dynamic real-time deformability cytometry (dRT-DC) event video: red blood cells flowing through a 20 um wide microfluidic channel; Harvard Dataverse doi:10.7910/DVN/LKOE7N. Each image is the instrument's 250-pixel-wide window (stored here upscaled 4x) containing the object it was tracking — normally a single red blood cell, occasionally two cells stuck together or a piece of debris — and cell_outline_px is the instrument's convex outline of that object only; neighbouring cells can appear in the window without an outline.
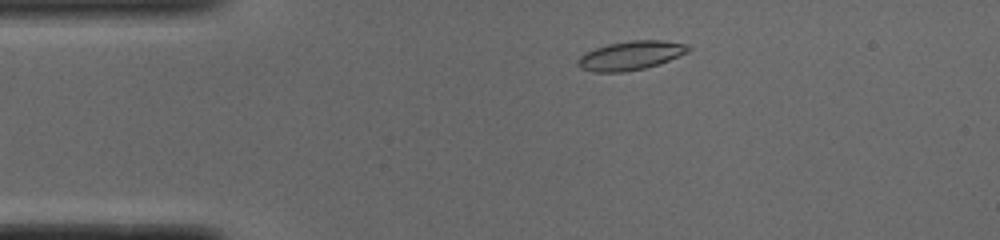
{"species": "common noctule bat (a hibernating species)", "species_latin": "Nyctalus noctula", "temperature_condition": "cold", "stored_images_in_passage": 47, "camera_frame_rate_fps": 3000, "um_per_image_px": 0.085, "animal": {"sex": "male", "body_mass_g": 19.0, "forearm_length_mm": 50.8}, "frame": {"image": 1, "passage_image": 5, "time_ms": 1.333, "image_size_px": [1000, 240], "cell_outline_px": [[688, 52], [660, 64], [644, 68], [624, 72], [592, 72], [580, 68], [576, 64], [576, 60], [584, 52], [608, 44], [632, 40], [660, 40], [688, 44]], "centroid_in_image_um": [53.56, 4.72], "position_along_channel_um": 31.4, "area_um2": 18.67}}
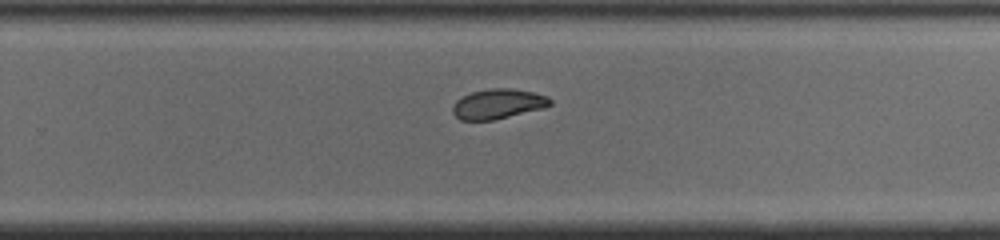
{"frame": {"image": 2, "passage_image": 28, "time_ms": 9.0, "image_size_px": [1000, 240], "cell_outline_px": [[552, 104], [544, 108], [496, 120], [460, 120], [452, 112], [452, 104], [456, 100], [472, 92], [488, 88], [508, 88], [532, 92], [548, 96], [552, 100]], "centroid_in_image_um": [42.33, 8.84], "position_along_channel_um": 287.5, "area_um2": 17.11}}
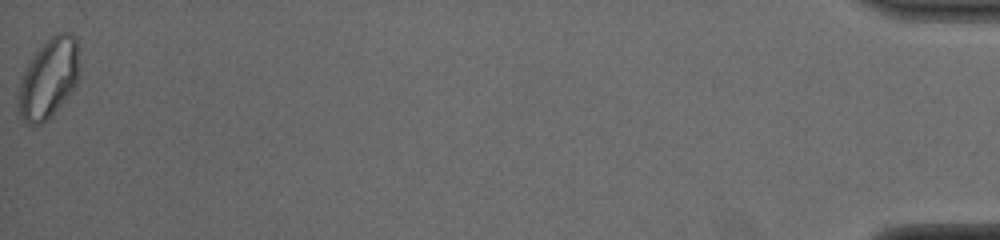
{"frame": {"image": 3, "passage_image": 47, "time_ms": 15.333, "image_size_px": [1000, 240], "cell_outline_px": [[80, 72], [72, 92], [40, 124], [28, 124], [20, 116], [16, 108], [16, 96], [28, 60], [44, 40], [60, 32], [72, 32], [76, 36], [80, 64]], "centroid_in_image_um": [4.12, 6.6], "position_along_channel_um": 431.1, "area_um2": 28.73}, "authors_computed_cell_mechanics": {"area_um2": 18.0336, "velocity_mm_per_s": 3.8656, "shape_relaxation_time_tau1_ms": 6.0894, "shape_relaxation_time_tau2_ms": 2.888, "deformation_change_tau1": 0.1732, "deformation_change_tau2": 0.0737}}